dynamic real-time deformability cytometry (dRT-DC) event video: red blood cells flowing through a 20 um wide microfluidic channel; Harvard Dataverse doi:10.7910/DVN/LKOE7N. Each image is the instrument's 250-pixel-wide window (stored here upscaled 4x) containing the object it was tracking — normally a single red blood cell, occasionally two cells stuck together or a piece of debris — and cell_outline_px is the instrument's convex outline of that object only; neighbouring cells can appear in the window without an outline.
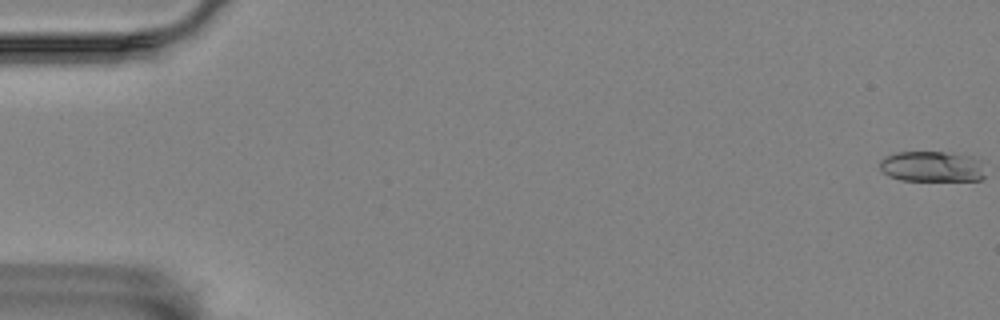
{"species": "Egyptian fruit bat (a non-hibernating species)", "species_latin": "Rousettus aegyptiacus", "temperature_condition": "room temperature", "stored_images_in_passage": 5, "camera_frame_rate_fps": 3000, "um_per_image_px": 0.085, "animal": {"sex": "female"}, "frame": {"image": 1, "passage_image": 1, "time_ms": 0.0, "image_size_px": [1000, 320], "cell_outline_px": [[984, 176], [980, 180], [900, 180], [888, 176], [880, 168], [880, 160], [884, 156], [896, 152], [944, 152], [972, 156], [980, 160]], "centroid_in_image_um": [79.18, 14.15], "position_along_channel_um": 5.8, "area_um2": 18.79}}
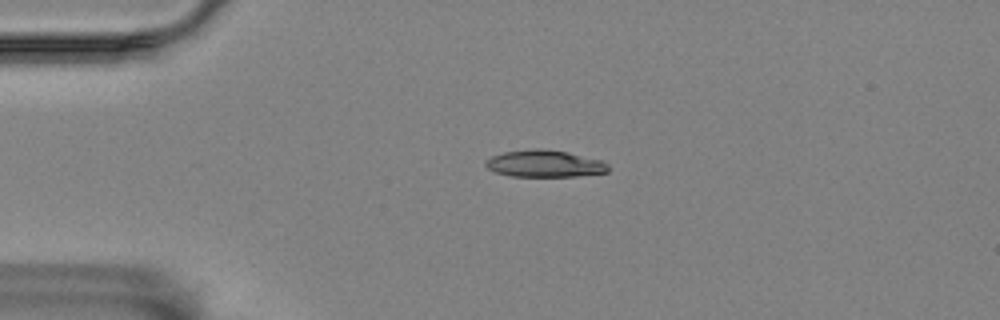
{"frame": {"image": 2, "passage_image": 4, "time_ms": 4.333, "image_size_px": [1000, 320], "cell_outline_px": [[608, 172], [576, 176], [512, 176], [496, 172], [488, 168], [484, 164], [492, 156], [504, 152], [536, 148], [544, 148], [568, 152], [604, 160], [608, 164]], "centroid_in_image_um": [46.34, 13.9], "position_along_channel_um": 38.7, "area_um2": 19.25}}